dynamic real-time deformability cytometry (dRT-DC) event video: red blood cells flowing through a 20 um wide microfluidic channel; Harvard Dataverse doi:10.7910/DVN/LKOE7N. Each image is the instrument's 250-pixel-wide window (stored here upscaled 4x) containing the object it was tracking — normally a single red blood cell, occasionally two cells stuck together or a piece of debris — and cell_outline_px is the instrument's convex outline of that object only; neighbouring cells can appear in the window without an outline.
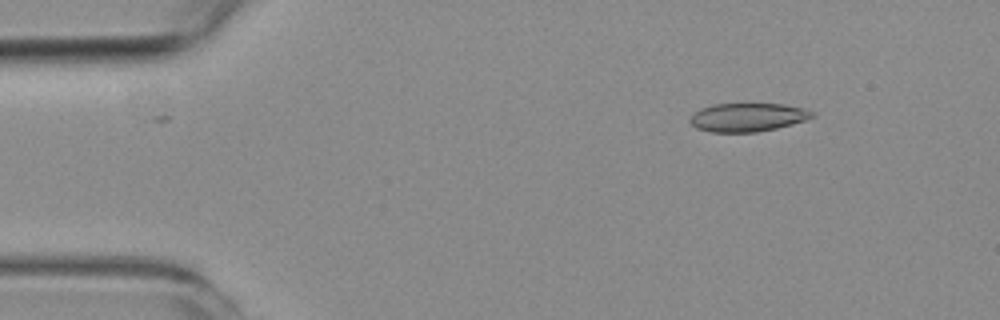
{"species": "common noctule bat (a hibernating species)", "species_latin": "Nyctalus noctula", "temperature_condition": "room temperature", "stored_images_in_passage": 5, "camera_frame_rate_fps": 3000, "um_per_image_px": 0.085, "animal": {"sex": "female", "body_mass_g": 19.3, "forearm_length_mm": 54.1}, "frame": {"image": 1, "passage_image": 2, "time_ms": 1.333, "image_size_px": [1000, 320], "cell_outline_px": [[812, 116], [804, 120], [792, 124], [776, 128], [756, 132], [712, 132], [696, 128], [688, 120], [700, 108], [712, 104], [784, 104], [804, 108], [812, 112]], "centroid_in_image_um": [63.51, 9.97], "position_along_channel_um": 21.5, "area_um2": 20.06}}
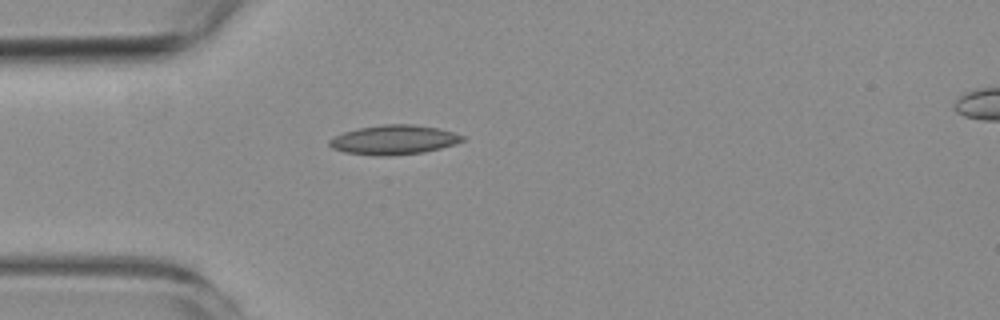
{"frame": {"image": 2, "passage_image": 4, "time_ms": 4.0, "image_size_px": [1000, 320], "cell_outline_px": [[464, 140], [456, 144], [424, 152], [388, 156], [380, 156], [344, 152], [332, 148], [328, 144], [328, 140], [344, 132], [360, 128], [380, 124], [412, 124], [436, 128], [452, 132], [464, 136]], "centroid_in_image_um": [33.47, 11.89], "position_along_channel_um": 51.5, "area_um2": 22.66}}